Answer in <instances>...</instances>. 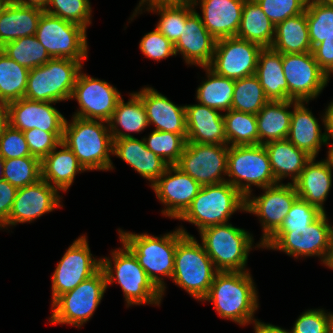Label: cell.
<instances>
[{"instance_id": "obj_1", "label": "cell", "mask_w": 333, "mask_h": 333, "mask_svg": "<svg viewBox=\"0 0 333 333\" xmlns=\"http://www.w3.org/2000/svg\"><path fill=\"white\" fill-rule=\"evenodd\" d=\"M249 271L218 272L207 295L202 301H209L220 317L230 319L239 325H248L258 309V296Z\"/></svg>"}, {"instance_id": "obj_2", "label": "cell", "mask_w": 333, "mask_h": 333, "mask_svg": "<svg viewBox=\"0 0 333 333\" xmlns=\"http://www.w3.org/2000/svg\"><path fill=\"white\" fill-rule=\"evenodd\" d=\"M105 121L73 116L66 120L62 141L76 155L85 170H110L113 140Z\"/></svg>"}, {"instance_id": "obj_3", "label": "cell", "mask_w": 333, "mask_h": 333, "mask_svg": "<svg viewBox=\"0 0 333 333\" xmlns=\"http://www.w3.org/2000/svg\"><path fill=\"white\" fill-rule=\"evenodd\" d=\"M202 244L185 229H177V247L171 279L195 299L202 301L219 272Z\"/></svg>"}, {"instance_id": "obj_4", "label": "cell", "mask_w": 333, "mask_h": 333, "mask_svg": "<svg viewBox=\"0 0 333 333\" xmlns=\"http://www.w3.org/2000/svg\"><path fill=\"white\" fill-rule=\"evenodd\" d=\"M122 245L123 249L119 248L111 253L114 267L109 258L101 259V269L105 273L107 285L117 281L121 285L128 306L159 305L162 292L149 279L134 253L124 243Z\"/></svg>"}, {"instance_id": "obj_5", "label": "cell", "mask_w": 333, "mask_h": 333, "mask_svg": "<svg viewBox=\"0 0 333 333\" xmlns=\"http://www.w3.org/2000/svg\"><path fill=\"white\" fill-rule=\"evenodd\" d=\"M246 198L227 181L202 186L190 206L178 218L196 225L199 232L206 227L226 224L237 210L245 211Z\"/></svg>"}, {"instance_id": "obj_6", "label": "cell", "mask_w": 333, "mask_h": 333, "mask_svg": "<svg viewBox=\"0 0 333 333\" xmlns=\"http://www.w3.org/2000/svg\"><path fill=\"white\" fill-rule=\"evenodd\" d=\"M118 231L121 243L134 253L149 279L164 295L166 287L160 276L171 278L173 275L177 230L162 237Z\"/></svg>"}, {"instance_id": "obj_7", "label": "cell", "mask_w": 333, "mask_h": 333, "mask_svg": "<svg viewBox=\"0 0 333 333\" xmlns=\"http://www.w3.org/2000/svg\"><path fill=\"white\" fill-rule=\"evenodd\" d=\"M82 63L70 58H51L29 71L24 97L35 101L69 100Z\"/></svg>"}, {"instance_id": "obj_8", "label": "cell", "mask_w": 333, "mask_h": 333, "mask_svg": "<svg viewBox=\"0 0 333 333\" xmlns=\"http://www.w3.org/2000/svg\"><path fill=\"white\" fill-rule=\"evenodd\" d=\"M202 245L219 272L245 269L253 238L244 229L220 224L200 231Z\"/></svg>"}, {"instance_id": "obj_9", "label": "cell", "mask_w": 333, "mask_h": 333, "mask_svg": "<svg viewBox=\"0 0 333 333\" xmlns=\"http://www.w3.org/2000/svg\"><path fill=\"white\" fill-rule=\"evenodd\" d=\"M226 181L245 198L251 197V185L261 187L277 184L264 145L230 146ZM242 181H246L242 182Z\"/></svg>"}, {"instance_id": "obj_10", "label": "cell", "mask_w": 333, "mask_h": 333, "mask_svg": "<svg viewBox=\"0 0 333 333\" xmlns=\"http://www.w3.org/2000/svg\"><path fill=\"white\" fill-rule=\"evenodd\" d=\"M106 276L102 269L73 290L59 296L53 303L50 324L80 327L95 312L106 291Z\"/></svg>"}, {"instance_id": "obj_11", "label": "cell", "mask_w": 333, "mask_h": 333, "mask_svg": "<svg viewBox=\"0 0 333 333\" xmlns=\"http://www.w3.org/2000/svg\"><path fill=\"white\" fill-rule=\"evenodd\" d=\"M35 36L51 58H70L82 62L88 57L86 29L78 24L44 11Z\"/></svg>"}, {"instance_id": "obj_12", "label": "cell", "mask_w": 333, "mask_h": 333, "mask_svg": "<svg viewBox=\"0 0 333 333\" xmlns=\"http://www.w3.org/2000/svg\"><path fill=\"white\" fill-rule=\"evenodd\" d=\"M327 222L326 213H322L305 228H291V232H275L262 248L279 249L289 256H318L324 263L333 231Z\"/></svg>"}, {"instance_id": "obj_13", "label": "cell", "mask_w": 333, "mask_h": 333, "mask_svg": "<svg viewBox=\"0 0 333 333\" xmlns=\"http://www.w3.org/2000/svg\"><path fill=\"white\" fill-rule=\"evenodd\" d=\"M227 144L186 143L183 153L175 164L201 186L226 182L222 173L227 175Z\"/></svg>"}, {"instance_id": "obj_14", "label": "cell", "mask_w": 333, "mask_h": 333, "mask_svg": "<svg viewBox=\"0 0 333 333\" xmlns=\"http://www.w3.org/2000/svg\"><path fill=\"white\" fill-rule=\"evenodd\" d=\"M282 66L292 100L308 103L316 98L329 81V76L315 61L311 52L282 54Z\"/></svg>"}, {"instance_id": "obj_15", "label": "cell", "mask_w": 333, "mask_h": 333, "mask_svg": "<svg viewBox=\"0 0 333 333\" xmlns=\"http://www.w3.org/2000/svg\"><path fill=\"white\" fill-rule=\"evenodd\" d=\"M92 257L84 235L69 246L52 275V303L101 269V259Z\"/></svg>"}, {"instance_id": "obj_16", "label": "cell", "mask_w": 333, "mask_h": 333, "mask_svg": "<svg viewBox=\"0 0 333 333\" xmlns=\"http://www.w3.org/2000/svg\"><path fill=\"white\" fill-rule=\"evenodd\" d=\"M263 48L237 37L216 40L214 56L208 66L217 75L238 80L255 75L258 56Z\"/></svg>"}, {"instance_id": "obj_17", "label": "cell", "mask_w": 333, "mask_h": 333, "mask_svg": "<svg viewBox=\"0 0 333 333\" xmlns=\"http://www.w3.org/2000/svg\"><path fill=\"white\" fill-rule=\"evenodd\" d=\"M265 193L252 199L246 198V212L260 216L263 227L262 240L257 247L262 245L281 227L284 218L294 201L298 198L294 184L277 183L263 188Z\"/></svg>"}, {"instance_id": "obj_18", "label": "cell", "mask_w": 333, "mask_h": 333, "mask_svg": "<svg viewBox=\"0 0 333 333\" xmlns=\"http://www.w3.org/2000/svg\"><path fill=\"white\" fill-rule=\"evenodd\" d=\"M73 98L80 106V110L73 116L108 123L122 97L119 91L106 81L89 77L80 71L70 99Z\"/></svg>"}, {"instance_id": "obj_19", "label": "cell", "mask_w": 333, "mask_h": 333, "mask_svg": "<svg viewBox=\"0 0 333 333\" xmlns=\"http://www.w3.org/2000/svg\"><path fill=\"white\" fill-rule=\"evenodd\" d=\"M151 187L161 203L166 205L162 214L178 219L190 206L202 186L175 165H169Z\"/></svg>"}, {"instance_id": "obj_20", "label": "cell", "mask_w": 333, "mask_h": 333, "mask_svg": "<svg viewBox=\"0 0 333 333\" xmlns=\"http://www.w3.org/2000/svg\"><path fill=\"white\" fill-rule=\"evenodd\" d=\"M58 189L40 179L37 183L18 188L8 220L0 227L31 222L60 205Z\"/></svg>"}, {"instance_id": "obj_21", "label": "cell", "mask_w": 333, "mask_h": 333, "mask_svg": "<svg viewBox=\"0 0 333 333\" xmlns=\"http://www.w3.org/2000/svg\"><path fill=\"white\" fill-rule=\"evenodd\" d=\"M53 102L25 97L8 103L9 123L20 131L37 128L46 132H63L65 117L52 106Z\"/></svg>"}, {"instance_id": "obj_22", "label": "cell", "mask_w": 333, "mask_h": 333, "mask_svg": "<svg viewBox=\"0 0 333 333\" xmlns=\"http://www.w3.org/2000/svg\"><path fill=\"white\" fill-rule=\"evenodd\" d=\"M216 39L203 25L201 16L194 9L186 18L181 36L174 44L175 54L181 53L187 64L207 67L211 64Z\"/></svg>"}, {"instance_id": "obj_23", "label": "cell", "mask_w": 333, "mask_h": 333, "mask_svg": "<svg viewBox=\"0 0 333 333\" xmlns=\"http://www.w3.org/2000/svg\"><path fill=\"white\" fill-rule=\"evenodd\" d=\"M142 100L148 124H155V131L187 134L185 106H177L151 87L136 93Z\"/></svg>"}, {"instance_id": "obj_24", "label": "cell", "mask_w": 333, "mask_h": 333, "mask_svg": "<svg viewBox=\"0 0 333 333\" xmlns=\"http://www.w3.org/2000/svg\"><path fill=\"white\" fill-rule=\"evenodd\" d=\"M201 20L216 39L236 37L245 0H200Z\"/></svg>"}, {"instance_id": "obj_25", "label": "cell", "mask_w": 333, "mask_h": 333, "mask_svg": "<svg viewBox=\"0 0 333 333\" xmlns=\"http://www.w3.org/2000/svg\"><path fill=\"white\" fill-rule=\"evenodd\" d=\"M187 142L226 144L223 115L202 104L185 105Z\"/></svg>"}, {"instance_id": "obj_26", "label": "cell", "mask_w": 333, "mask_h": 333, "mask_svg": "<svg viewBox=\"0 0 333 333\" xmlns=\"http://www.w3.org/2000/svg\"><path fill=\"white\" fill-rule=\"evenodd\" d=\"M141 176L151 182V185L166 171L169 164L150 151L144 139L122 138L113 141V153Z\"/></svg>"}, {"instance_id": "obj_27", "label": "cell", "mask_w": 333, "mask_h": 333, "mask_svg": "<svg viewBox=\"0 0 333 333\" xmlns=\"http://www.w3.org/2000/svg\"><path fill=\"white\" fill-rule=\"evenodd\" d=\"M312 157L300 173L299 178L293 183L298 198L307 201L310 205L325 212L323 202L332 187V167L328 159L314 162Z\"/></svg>"}, {"instance_id": "obj_28", "label": "cell", "mask_w": 333, "mask_h": 333, "mask_svg": "<svg viewBox=\"0 0 333 333\" xmlns=\"http://www.w3.org/2000/svg\"><path fill=\"white\" fill-rule=\"evenodd\" d=\"M287 139L298 149L316 158L321 145L327 144V133H321L318 120L303 104L294 100Z\"/></svg>"}, {"instance_id": "obj_29", "label": "cell", "mask_w": 333, "mask_h": 333, "mask_svg": "<svg viewBox=\"0 0 333 333\" xmlns=\"http://www.w3.org/2000/svg\"><path fill=\"white\" fill-rule=\"evenodd\" d=\"M44 10L9 0L0 12V47L20 37L33 36Z\"/></svg>"}, {"instance_id": "obj_30", "label": "cell", "mask_w": 333, "mask_h": 333, "mask_svg": "<svg viewBox=\"0 0 333 333\" xmlns=\"http://www.w3.org/2000/svg\"><path fill=\"white\" fill-rule=\"evenodd\" d=\"M61 147L62 150L56 149ZM86 171L63 142L41 160V179L58 190L67 191L78 172ZM55 184V185H54Z\"/></svg>"}, {"instance_id": "obj_31", "label": "cell", "mask_w": 333, "mask_h": 333, "mask_svg": "<svg viewBox=\"0 0 333 333\" xmlns=\"http://www.w3.org/2000/svg\"><path fill=\"white\" fill-rule=\"evenodd\" d=\"M255 76L271 101H287L288 85L282 66V54L272 48H263L258 56Z\"/></svg>"}, {"instance_id": "obj_32", "label": "cell", "mask_w": 333, "mask_h": 333, "mask_svg": "<svg viewBox=\"0 0 333 333\" xmlns=\"http://www.w3.org/2000/svg\"><path fill=\"white\" fill-rule=\"evenodd\" d=\"M294 100L271 101L269 100L256 114L258 144L264 145L271 141L287 139Z\"/></svg>"}, {"instance_id": "obj_33", "label": "cell", "mask_w": 333, "mask_h": 333, "mask_svg": "<svg viewBox=\"0 0 333 333\" xmlns=\"http://www.w3.org/2000/svg\"><path fill=\"white\" fill-rule=\"evenodd\" d=\"M264 146L269 155L271 169L277 183L283 178L291 176L293 184L299 178L306 163L312 158L288 139L271 141Z\"/></svg>"}, {"instance_id": "obj_34", "label": "cell", "mask_w": 333, "mask_h": 333, "mask_svg": "<svg viewBox=\"0 0 333 333\" xmlns=\"http://www.w3.org/2000/svg\"><path fill=\"white\" fill-rule=\"evenodd\" d=\"M131 99L124 103L121 98L108 121V127L112 140L133 138V135L118 129V126L126 132H141L148 124L147 113L141 98L136 93H131Z\"/></svg>"}, {"instance_id": "obj_35", "label": "cell", "mask_w": 333, "mask_h": 333, "mask_svg": "<svg viewBox=\"0 0 333 333\" xmlns=\"http://www.w3.org/2000/svg\"><path fill=\"white\" fill-rule=\"evenodd\" d=\"M271 48L281 54L312 51L306 11L297 16L287 18L275 26V35Z\"/></svg>"}, {"instance_id": "obj_36", "label": "cell", "mask_w": 333, "mask_h": 333, "mask_svg": "<svg viewBox=\"0 0 333 333\" xmlns=\"http://www.w3.org/2000/svg\"><path fill=\"white\" fill-rule=\"evenodd\" d=\"M274 35L275 25L262 8L255 0H245L236 37L256 43L262 48H271Z\"/></svg>"}, {"instance_id": "obj_37", "label": "cell", "mask_w": 333, "mask_h": 333, "mask_svg": "<svg viewBox=\"0 0 333 333\" xmlns=\"http://www.w3.org/2000/svg\"><path fill=\"white\" fill-rule=\"evenodd\" d=\"M202 68L206 70L208 80L202 82V85L197 88L198 103L219 111H229L235 80L217 75L208 66Z\"/></svg>"}, {"instance_id": "obj_38", "label": "cell", "mask_w": 333, "mask_h": 333, "mask_svg": "<svg viewBox=\"0 0 333 333\" xmlns=\"http://www.w3.org/2000/svg\"><path fill=\"white\" fill-rule=\"evenodd\" d=\"M29 69L0 50V101L10 103L24 97Z\"/></svg>"}, {"instance_id": "obj_39", "label": "cell", "mask_w": 333, "mask_h": 333, "mask_svg": "<svg viewBox=\"0 0 333 333\" xmlns=\"http://www.w3.org/2000/svg\"><path fill=\"white\" fill-rule=\"evenodd\" d=\"M223 119L227 145H258L256 114L230 109Z\"/></svg>"}, {"instance_id": "obj_40", "label": "cell", "mask_w": 333, "mask_h": 333, "mask_svg": "<svg viewBox=\"0 0 333 333\" xmlns=\"http://www.w3.org/2000/svg\"><path fill=\"white\" fill-rule=\"evenodd\" d=\"M0 50L21 66L31 70L47 63L51 57L36 36L20 37L5 43Z\"/></svg>"}, {"instance_id": "obj_41", "label": "cell", "mask_w": 333, "mask_h": 333, "mask_svg": "<svg viewBox=\"0 0 333 333\" xmlns=\"http://www.w3.org/2000/svg\"><path fill=\"white\" fill-rule=\"evenodd\" d=\"M268 101L255 75L235 80L231 109L257 114Z\"/></svg>"}, {"instance_id": "obj_42", "label": "cell", "mask_w": 333, "mask_h": 333, "mask_svg": "<svg viewBox=\"0 0 333 333\" xmlns=\"http://www.w3.org/2000/svg\"><path fill=\"white\" fill-rule=\"evenodd\" d=\"M41 179V160L35 156L4 160L3 180L21 188Z\"/></svg>"}, {"instance_id": "obj_43", "label": "cell", "mask_w": 333, "mask_h": 333, "mask_svg": "<svg viewBox=\"0 0 333 333\" xmlns=\"http://www.w3.org/2000/svg\"><path fill=\"white\" fill-rule=\"evenodd\" d=\"M146 147L161 157L169 165H175L187 142V134L155 131L148 138H143Z\"/></svg>"}, {"instance_id": "obj_44", "label": "cell", "mask_w": 333, "mask_h": 333, "mask_svg": "<svg viewBox=\"0 0 333 333\" xmlns=\"http://www.w3.org/2000/svg\"><path fill=\"white\" fill-rule=\"evenodd\" d=\"M305 11L313 49L333 34V4H307Z\"/></svg>"}, {"instance_id": "obj_45", "label": "cell", "mask_w": 333, "mask_h": 333, "mask_svg": "<svg viewBox=\"0 0 333 333\" xmlns=\"http://www.w3.org/2000/svg\"><path fill=\"white\" fill-rule=\"evenodd\" d=\"M52 7H54V10ZM44 11L63 20L78 24L85 29L91 24V6L89 0H49Z\"/></svg>"}, {"instance_id": "obj_46", "label": "cell", "mask_w": 333, "mask_h": 333, "mask_svg": "<svg viewBox=\"0 0 333 333\" xmlns=\"http://www.w3.org/2000/svg\"><path fill=\"white\" fill-rule=\"evenodd\" d=\"M148 11L159 12L160 20L156 29L162 33L173 45L181 36L183 27H185L187 16L194 10V8H176V7H163L157 6L153 8H146Z\"/></svg>"}, {"instance_id": "obj_47", "label": "cell", "mask_w": 333, "mask_h": 333, "mask_svg": "<svg viewBox=\"0 0 333 333\" xmlns=\"http://www.w3.org/2000/svg\"><path fill=\"white\" fill-rule=\"evenodd\" d=\"M262 11L276 26L287 18L297 16L306 10V0H255Z\"/></svg>"}, {"instance_id": "obj_48", "label": "cell", "mask_w": 333, "mask_h": 333, "mask_svg": "<svg viewBox=\"0 0 333 333\" xmlns=\"http://www.w3.org/2000/svg\"><path fill=\"white\" fill-rule=\"evenodd\" d=\"M323 212L307 201L297 198L276 232H291V228H305L314 222Z\"/></svg>"}, {"instance_id": "obj_49", "label": "cell", "mask_w": 333, "mask_h": 333, "mask_svg": "<svg viewBox=\"0 0 333 333\" xmlns=\"http://www.w3.org/2000/svg\"><path fill=\"white\" fill-rule=\"evenodd\" d=\"M23 133L31 155L40 160L57 147L63 138V132H46L37 128L23 131Z\"/></svg>"}, {"instance_id": "obj_50", "label": "cell", "mask_w": 333, "mask_h": 333, "mask_svg": "<svg viewBox=\"0 0 333 333\" xmlns=\"http://www.w3.org/2000/svg\"><path fill=\"white\" fill-rule=\"evenodd\" d=\"M139 48L146 57L157 61L176 55L173 43L156 28L154 31L144 35L140 41Z\"/></svg>"}, {"instance_id": "obj_51", "label": "cell", "mask_w": 333, "mask_h": 333, "mask_svg": "<svg viewBox=\"0 0 333 333\" xmlns=\"http://www.w3.org/2000/svg\"><path fill=\"white\" fill-rule=\"evenodd\" d=\"M0 155L4 159L32 156L24 133L9 125L0 137Z\"/></svg>"}, {"instance_id": "obj_52", "label": "cell", "mask_w": 333, "mask_h": 333, "mask_svg": "<svg viewBox=\"0 0 333 333\" xmlns=\"http://www.w3.org/2000/svg\"><path fill=\"white\" fill-rule=\"evenodd\" d=\"M330 313L322 309H310L302 313L296 320L292 333H327Z\"/></svg>"}, {"instance_id": "obj_53", "label": "cell", "mask_w": 333, "mask_h": 333, "mask_svg": "<svg viewBox=\"0 0 333 333\" xmlns=\"http://www.w3.org/2000/svg\"><path fill=\"white\" fill-rule=\"evenodd\" d=\"M315 61L328 76L333 73V34L312 49Z\"/></svg>"}, {"instance_id": "obj_54", "label": "cell", "mask_w": 333, "mask_h": 333, "mask_svg": "<svg viewBox=\"0 0 333 333\" xmlns=\"http://www.w3.org/2000/svg\"><path fill=\"white\" fill-rule=\"evenodd\" d=\"M18 188L6 180L0 181V227L8 220Z\"/></svg>"}, {"instance_id": "obj_55", "label": "cell", "mask_w": 333, "mask_h": 333, "mask_svg": "<svg viewBox=\"0 0 333 333\" xmlns=\"http://www.w3.org/2000/svg\"><path fill=\"white\" fill-rule=\"evenodd\" d=\"M198 0H141L138 7L135 9L133 17L137 15L138 11L142 9L144 4H148L149 8L163 6V7H176V8H194L193 5H197Z\"/></svg>"}, {"instance_id": "obj_56", "label": "cell", "mask_w": 333, "mask_h": 333, "mask_svg": "<svg viewBox=\"0 0 333 333\" xmlns=\"http://www.w3.org/2000/svg\"><path fill=\"white\" fill-rule=\"evenodd\" d=\"M322 120L327 133V144H329L330 138L333 140V102H330ZM331 146H333L332 143Z\"/></svg>"}, {"instance_id": "obj_57", "label": "cell", "mask_w": 333, "mask_h": 333, "mask_svg": "<svg viewBox=\"0 0 333 333\" xmlns=\"http://www.w3.org/2000/svg\"><path fill=\"white\" fill-rule=\"evenodd\" d=\"M255 333H292V331L285 330L275 325L266 324L255 319L254 321Z\"/></svg>"}, {"instance_id": "obj_58", "label": "cell", "mask_w": 333, "mask_h": 333, "mask_svg": "<svg viewBox=\"0 0 333 333\" xmlns=\"http://www.w3.org/2000/svg\"><path fill=\"white\" fill-rule=\"evenodd\" d=\"M9 125L10 123L8 104L0 101V137Z\"/></svg>"}, {"instance_id": "obj_59", "label": "cell", "mask_w": 333, "mask_h": 333, "mask_svg": "<svg viewBox=\"0 0 333 333\" xmlns=\"http://www.w3.org/2000/svg\"><path fill=\"white\" fill-rule=\"evenodd\" d=\"M12 2L29 7H36L42 10H45L49 0H11Z\"/></svg>"}, {"instance_id": "obj_60", "label": "cell", "mask_w": 333, "mask_h": 333, "mask_svg": "<svg viewBox=\"0 0 333 333\" xmlns=\"http://www.w3.org/2000/svg\"><path fill=\"white\" fill-rule=\"evenodd\" d=\"M324 264L328 267L333 269V231L331 233V237H330V244H329V250H328V254L327 257L324 261Z\"/></svg>"}, {"instance_id": "obj_61", "label": "cell", "mask_w": 333, "mask_h": 333, "mask_svg": "<svg viewBox=\"0 0 333 333\" xmlns=\"http://www.w3.org/2000/svg\"><path fill=\"white\" fill-rule=\"evenodd\" d=\"M307 4H333V0H306Z\"/></svg>"}, {"instance_id": "obj_62", "label": "cell", "mask_w": 333, "mask_h": 333, "mask_svg": "<svg viewBox=\"0 0 333 333\" xmlns=\"http://www.w3.org/2000/svg\"><path fill=\"white\" fill-rule=\"evenodd\" d=\"M327 333H333V313H330V319L327 325Z\"/></svg>"}, {"instance_id": "obj_63", "label": "cell", "mask_w": 333, "mask_h": 333, "mask_svg": "<svg viewBox=\"0 0 333 333\" xmlns=\"http://www.w3.org/2000/svg\"><path fill=\"white\" fill-rule=\"evenodd\" d=\"M327 159L330 162L331 167L333 168V146L329 148Z\"/></svg>"}, {"instance_id": "obj_64", "label": "cell", "mask_w": 333, "mask_h": 333, "mask_svg": "<svg viewBox=\"0 0 333 333\" xmlns=\"http://www.w3.org/2000/svg\"><path fill=\"white\" fill-rule=\"evenodd\" d=\"M4 158L0 155V181L3 180Z\"/></svg>"}, {"instance_id": "obj_65", "label": "cell", "mask_w": 333, "mask_h": 333, "mask_svg": "<svg viewBox=\"0 0 333 333\" xmlns=\"http://www.w3.org/2000/svg\"><path fill=\"white\" fill-rule=\"evenodd\" d=\"M9 0H0V12L2 11L3 7L7 4Z\"/></svg>"}]
</instances>
